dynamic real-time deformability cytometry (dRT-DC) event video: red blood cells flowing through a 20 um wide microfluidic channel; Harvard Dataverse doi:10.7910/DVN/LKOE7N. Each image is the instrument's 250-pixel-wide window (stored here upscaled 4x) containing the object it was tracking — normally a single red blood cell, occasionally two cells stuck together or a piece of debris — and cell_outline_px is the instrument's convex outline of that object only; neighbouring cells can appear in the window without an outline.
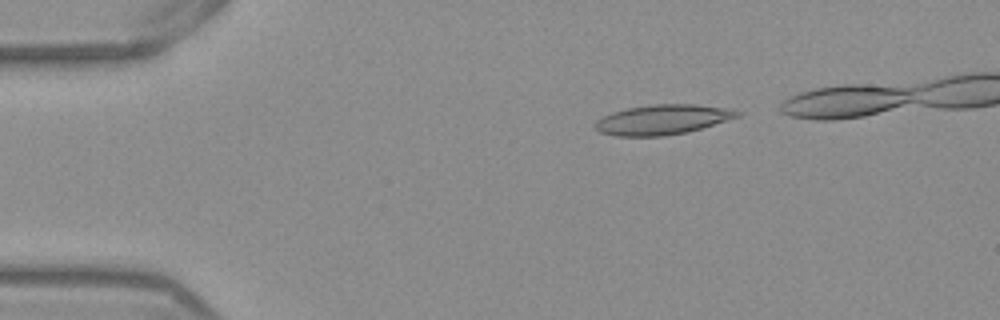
{"species": "Egyptian fruit bat (a non-hibernating species)", "species_latin": "Rousettus aegyptiacus", "temperature_condition": "warm", "stored_images_in_passage": 40, "camera_frame_rate_fps": 3000, "um_per_image_px": 0.085, "frame": {"image": 1, "passage_image": 4, "time_ms": 1.0, "image_size_px": [1000, 320], "cell_outline_px": [[740, 116], [688, 132], [664, 136], [616, 136], [600, 132], [596, 128], [596, 120], [612, 112], [628, 108], [652, 104], [692, 104], [732, 108], [740, 112]], "centroid_in_image_um": [56.34, 10.16], "position_along_channel_um": 28.7, "area_um2": 24.68}}
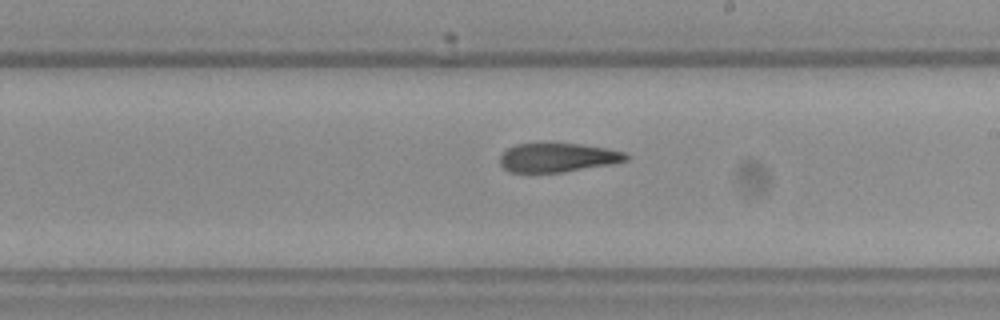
{"frame": {"image": 2, "passage_image": 25, "time_ms": 8.0, "image_size_px": [1000, 320], "cell_outline_px": [[632, 156], [628, 160], [612, 164], [564, 172], [508, 172], [500, 164], [500, 156], [508, 148], [516, 144], [580, 144], [608, 148], [628, 152]], "centroid_in_image_um": [47.48, 13.4], "position_along_channel_um": 241.5, "area_um2": 21.39}}
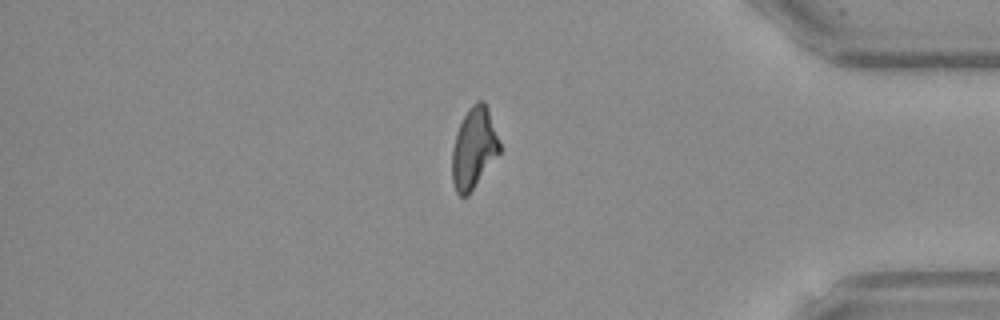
{"frame": {"image": 3, "passage_image": 39, "time_ms": 12.667, "image_size_px": [1000, 320], "cell_outline_px": [[500, 152], [468, 196], [460, 196], [456, 192], [452, 180], [452, 148], [456, 132], [468, 108], [476, 100], [484, 100], [488, 108], [500, 144]], "centroid_in_image_um": [40.26, 12.58], "position_along_channel_um": 394.9, "area_um2": 22.37}}